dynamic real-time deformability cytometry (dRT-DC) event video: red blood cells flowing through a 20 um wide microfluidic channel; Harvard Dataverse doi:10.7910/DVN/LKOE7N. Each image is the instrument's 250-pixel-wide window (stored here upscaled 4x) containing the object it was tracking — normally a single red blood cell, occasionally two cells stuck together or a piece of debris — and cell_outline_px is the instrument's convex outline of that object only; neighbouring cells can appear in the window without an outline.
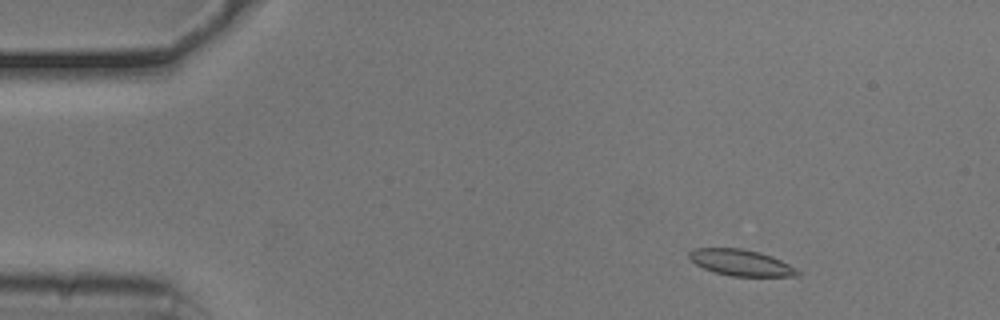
{"species": "common noctule bat (a hibernating species)", "species_latin": "Nyctalus noctula", "temperature_condition": "cold", "stored_images_in_passage": 53, "camera_frame_rate_fps": 3000, "um_per_image_px": 0.085, "animal": {"sex": "male", "body_mass_g": 20.5, "forearm_length_mm": 52.5}, "frame": {"image": 1, "passage_image": 7, "time_ms": 2.0, "image_size_px": [1000, 320], "cell_outline_px": [[800, 272], [796, 276], [732, 276], [716, 272], [704, 268], [696, 264], [688, 256], [688, 252], [696, 248], [740, 248], [760, 252], [772, 256], [796, 268]], "centroid_in_image_um": [62.98, 22.32], "position_along_channel_um": 22.0, "area_um2": 16.36}}
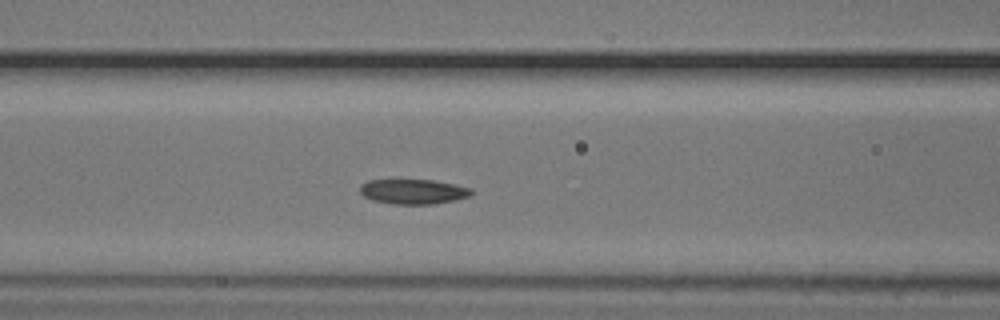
{"frame": {"image": 2, "passage_image": 22, "time_ms": 7.0, "image_size_px": [1000, 320], "cell_outline_px": [[472, 196], [456, 200], [432, 204], [396, 204], [372, 200], [364, 196], [360, 192], [360, 184], [368, 180], [432, 180], [472, 188]], "centroid_in_image_um": [35.13, 16.29], "position_along_channel_um": 131.5, "area_um2": 16.13}}
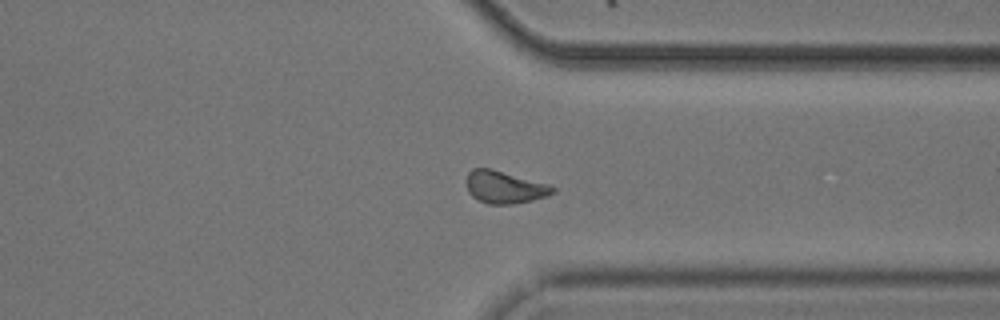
{"frame": {"image": 3, "passage_image": 41, "time_ms": 13.333, "image_size_px": [1000, 320], "cell_outline_px": [[556, 192], [548, 196], [532, 200], [512, 204], [488, 204], [476, 200], [468, 192], [464, 180], [468, 172], [472, 168], [488, 168], [548, 184], [556, 188]], "centroid_in_image_um": [42.84, 15.92], "position_along_channel_um": 368.6, "area_um2": 16.42}, "authors_computed_cell_mechanics": {"area_um2": 16.6464, "velocity_mm_per_s": 3.7546, "shape_relaxation_time_tau1_ms": 5.925, "shape_relaxation_time_tau2_ms": 3.4822, "deformation_change_tau1": 0.1231, "deformation_change_tau2": 0.0835}}